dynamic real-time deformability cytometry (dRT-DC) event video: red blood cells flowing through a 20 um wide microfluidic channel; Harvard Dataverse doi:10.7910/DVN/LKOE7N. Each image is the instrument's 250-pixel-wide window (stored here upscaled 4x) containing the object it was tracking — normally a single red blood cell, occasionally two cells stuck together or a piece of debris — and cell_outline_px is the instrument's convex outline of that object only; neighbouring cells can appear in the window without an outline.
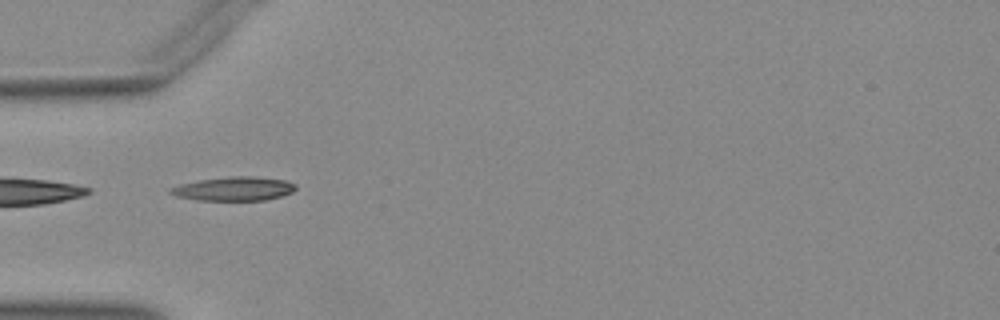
{"species": "Egyptian fruit bat (a non-hibernating species)", "species_latin": "Rousettus aegyptiacus", "temperature_condition": "warm", "stored_images_in_passage": 36, "camera_frame_rate_fps": 3000, "um_per_image_px": 0.085, "animal": {"sex": "female"}, "frame": {"image": 1, "passage_image": 1, "time_ms": 0.0, "image_size_px": [1000, 320], "cell_outline_px": [[296, 188], [292, 192], [280, 196], [264, 200], [196, 200], [176, 196], [168, 192], [168, 188], [180, 184], [200, 180], [232, 176], [252, 176], [284, 180], [296, 184]], "centroid_in_image_um": [19.85, 16.04], "position_along_channel_um": 65.1, "area_um2": 17.34}}
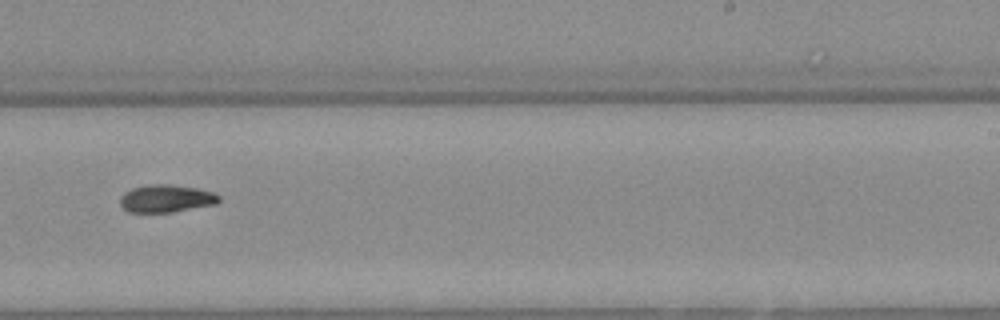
{"frame": {"image": 2, "passage_image": 17, "time_ms": 5.333, "image_size_px": [1000, 320], "cell_outline_px": [[220, 200], [216, 204], [172, 212], [128, 212], [120, 204], [120, 196], [124, 192], [132, 188], [144, 184], [168, 184], [196, 188], [212, 192], [220, 196]], "centroid_in_image_um": [14.1, 16.87], "position_along_channel_um": 274.9, "area_um2": 15.95}}
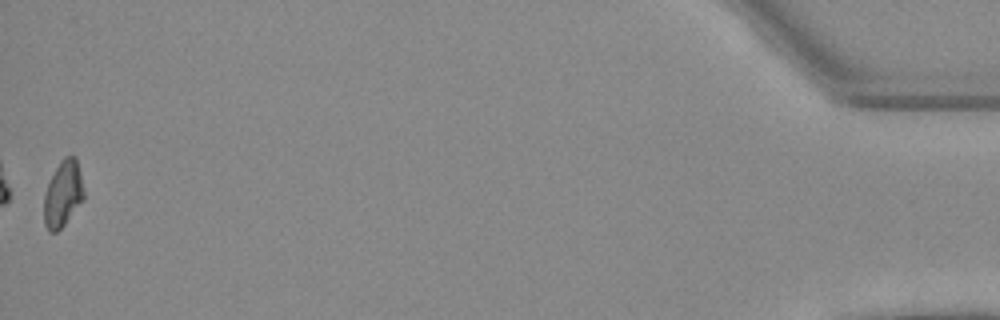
{"frame": {"image": 3, "passage_image": 36, "time_ms": 11.667, "image_size_px": [1000, 320], "cell_outline_px": [[84, 200], [64, 224], [56, 232], [48, 232], [44, 224], [44, 192], [60, 160], [64, 156], [76, 156], [84, 192]], "centroid_in_image_um": [5.35, 16.49], "position_along_channel_um": 429.9, "area_um2": 15.32}}